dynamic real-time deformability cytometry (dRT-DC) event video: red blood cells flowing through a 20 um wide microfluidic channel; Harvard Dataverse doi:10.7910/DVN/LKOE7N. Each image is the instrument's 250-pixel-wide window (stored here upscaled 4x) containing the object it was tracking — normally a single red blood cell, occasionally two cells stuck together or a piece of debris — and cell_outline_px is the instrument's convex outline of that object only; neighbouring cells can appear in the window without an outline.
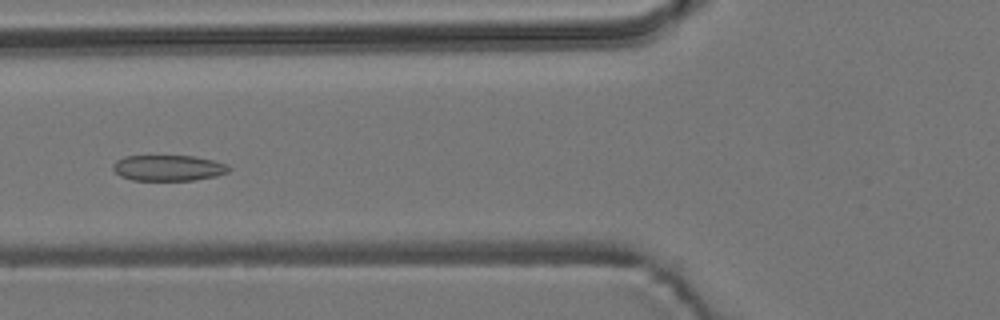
{"species": "common noctule bat (a hibernating species)", "species_latin": "Nyctalus noctula", "temperature_condition": "room temperature", "stored_images_in_passage": 9, "camera_frame_rate_fps": 3000, "um_per_image_px": 0.085, "animal": {"sex": "male", "body_mass_g": 19.2, "forearm_length_mm": 51.8}, "frame": {"image": 1, "passage_image": 7, "time_ms": 6.667, "image_size_px": [1000, 320], "cell_outline_px": [[232, 168], [228, 172], [216, 176], [196, 180], [132, 180], [120, 176], [112, 168], [112, 164], [116, 160], [124, 156], [196, 156], [228, 164]], "centroid_in_image_um": [14.32, 14.27], "position_along_channel_um": 111.5, "area_um2": 17.57}}
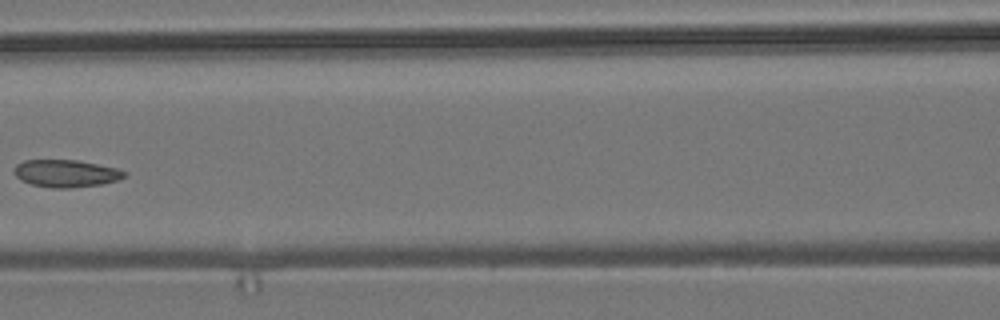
{"frame": {"image": 2, "passage_image": 8, "time_ms": 8.0, "image_size_px": [1000, 320], "cell_outline_px": [[124, 176], [120, 180], [100, 184], [68, 188], [52, 188], [32, 184], [20, 180], [12, 172], [16, 164], [24, 160], [76, 160], [116, 168], [124, 172]], "centroid_in_image_um": [5.55, 14.74], "position_along_channel_um": 161.1, "area_um2": 17.46}}
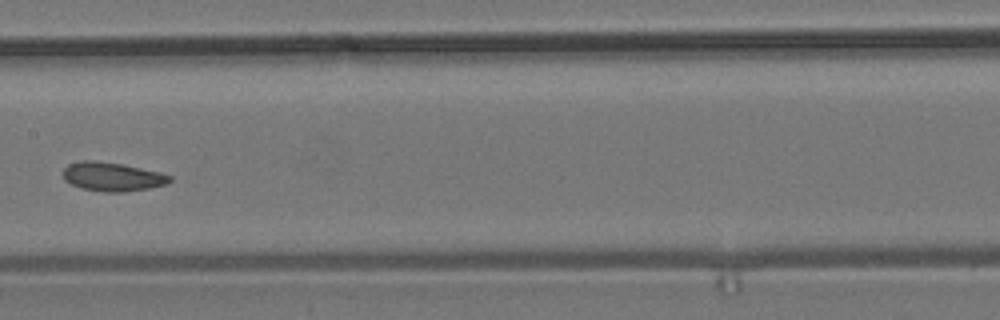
{"frame": {"image": 3, "passage_image": 9, "time_ms": 9.0, "image_size_px": [1000, 320], "cell_outline_px": [[172, 180], [164, 184], [148, 188], [124, 192], [104, 192], [80, 188], [64, 180], [64, 168], [68, 164], [80, 160], [96, 160], [124, 164], [160, 172], [172, 176]], "centroid_in_image_um": [9.53, 15.01], "position_along_channel_um": 197.9, "area_um2": 18.03}}